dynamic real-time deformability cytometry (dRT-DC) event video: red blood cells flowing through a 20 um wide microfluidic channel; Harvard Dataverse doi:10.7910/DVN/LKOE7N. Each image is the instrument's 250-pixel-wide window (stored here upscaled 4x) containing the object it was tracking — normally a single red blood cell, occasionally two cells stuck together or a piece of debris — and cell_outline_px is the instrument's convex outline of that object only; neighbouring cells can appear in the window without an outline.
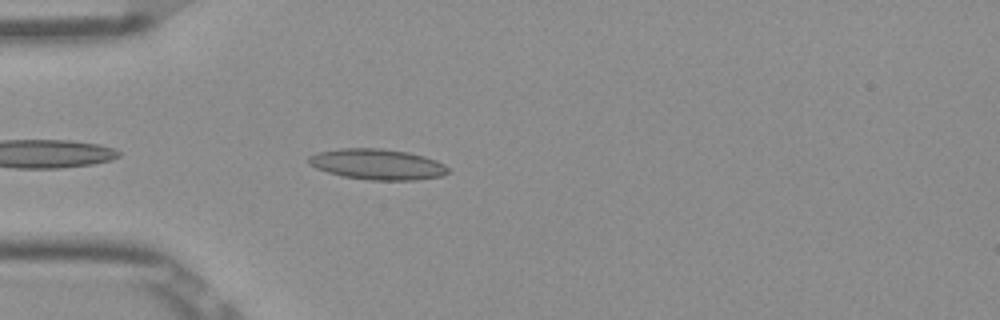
{"species": "Egyptian fruit bat (a non-hibernating species)", "species_latin": "Rousettus aegyptiacus", "temperature_condition": "room temperature", "stored_images_in_passage": 20, "camera_frame_rate_fps": 3000, "um_per_image_px": 0.085, "frame": {"image": 1, "passage_image": 3, "time_ms": 0.667, "image_size_px": [1000, 320], "cell_outline_px": [[448, 172], [440, 176], [416, 180], [368, 180], [344, 176], [328, 172], [316, 168], [308, 164], [308, 156], [316, 152], [340, 148], [380, 148], [408, 152], [424, 156], [436, 160], [444, 164], [448, 168]], "centroid_in_image_um": [32.04, 13.96], "position_along_channel_um": 53.0, "area_um2": 24.97}}
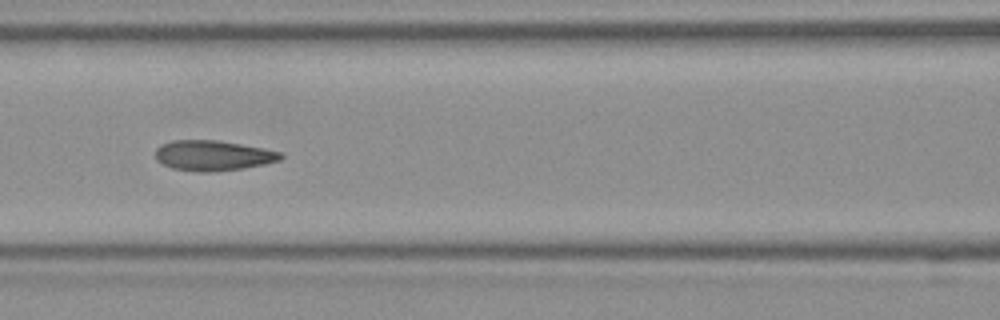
{"frame": {"image": 2, "passage_image": 11, "time_ms": 3.333, "image_size_px": [1000, 320], "cell_outline_px": [[284, 156], [280, 160], [264, 164], [244, 168], [212, 172], [196, 172], [172, 168], [156, 160], [156, 148], [160, 144], [172, 140], [216, 140], [264, 148], [284, 152]], "centroid_in_image_um": [18.12, 13.22], "position_along_channel_um": 148.5, "area_um2": 22.25}}
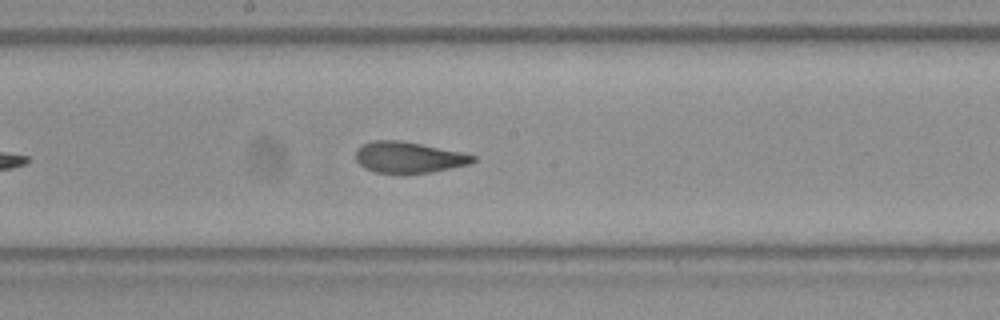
{"frame": {"image": 3, "passage_image": 16, "time_ms": 5.0, "image_size_px": [1000, 320], "cell_outline_px": [[476, 160], [472, 164], [432, 172], [376, 172], [360, 164], [356, 160], [356, 148], [372, 140], [400, 140], [460, 152], [476, 156]], "centroid_in_image_um": [34.76, 13.36], "position_along_channel_um": 213.4, "area_um2": 20.87}}